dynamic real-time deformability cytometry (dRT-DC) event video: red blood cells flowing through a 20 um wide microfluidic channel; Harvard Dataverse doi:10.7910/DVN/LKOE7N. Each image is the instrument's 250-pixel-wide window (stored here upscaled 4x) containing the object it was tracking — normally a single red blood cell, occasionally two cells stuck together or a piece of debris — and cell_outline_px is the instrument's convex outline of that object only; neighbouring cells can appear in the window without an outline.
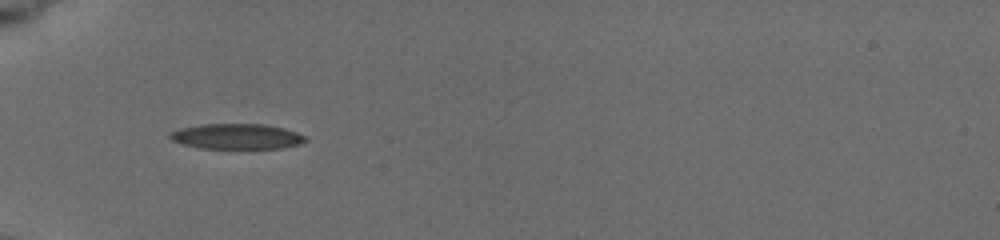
{"species": "common noctule bat (a hibernating species)", "species_latin": "Nyctalus noctula", "temperature_condition": "cold", "stored_images_in_passage": 10, "camera_frame_rate_fps": 3000, "um_per_image_px": 0.085, "animal": {"sex": "female", "body_mass_g": 19.5, "forearm_length_mm": 54.1}, "frame": {"image": 1, "passage_image": 9, "time_ms": 5.333, "image_size_px": [1000, 240], "cell_outline_px": [[308, 140], [296, 144], [280, 148], [200, 148], [180, 144], [172, 140], [168, 136], [168, 132], [180, 128], [204, 124], [268, 124], [284, 128], [308, 136]], "centroid_in_image_um": [20.1, 11.59], "position_along_channel_um": 64.9, "area_um2": 20.11}}
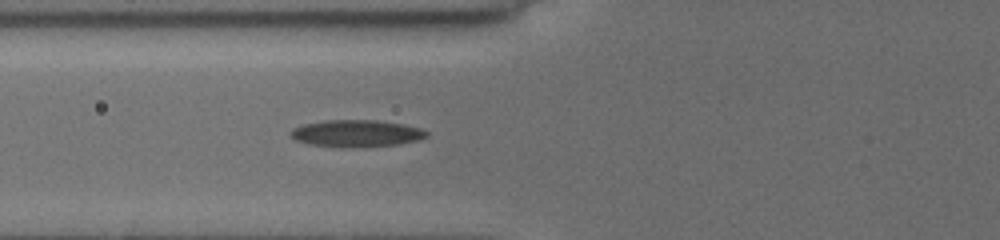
{"frame": {"image": 2, "passage_image": 10, "time_ms": 6.333, "image_size_px": [1000, 240], "cell_outline_px": [[428, 136], [420, 140], [400, 144], [364, 148], [340, 148], [308, 144], [296, 140], [288, 132], [292, 128], [304, 124], [324, 120], [376, 120], [400, 124], [420, 128], [428, 132]], "centroid_in_image_um": [30.28, 11.36], "position_along_channel_um": 95.5, "area_um2": 21.79}}